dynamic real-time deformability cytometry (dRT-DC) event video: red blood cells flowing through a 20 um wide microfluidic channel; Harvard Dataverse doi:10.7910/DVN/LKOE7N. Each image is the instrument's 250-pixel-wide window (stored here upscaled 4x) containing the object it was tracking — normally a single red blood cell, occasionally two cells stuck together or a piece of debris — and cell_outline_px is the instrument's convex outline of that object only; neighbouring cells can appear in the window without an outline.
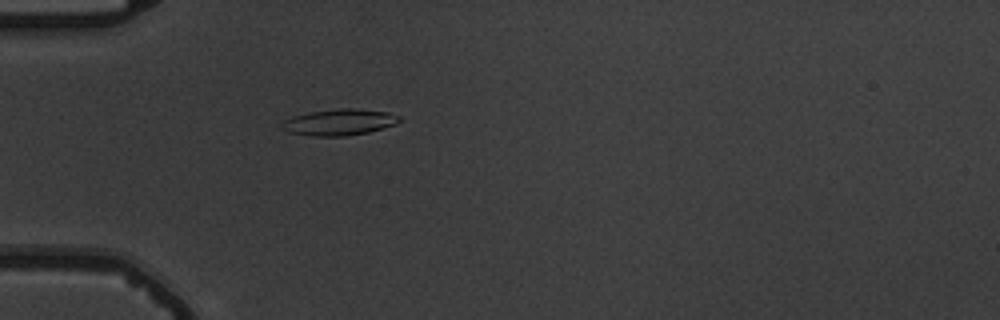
{"species": "common noctule bat (a hibernating species)", "species_latin": "Nyctalus noctula", "temperature_condition": "warm", "stored_images_in_passage": 2, "camera_frame_rate_fps": 3000, "um_per_image_px": 0.085, "animal": {"sex": "male", "body_mass_g": 19.5, "forearm_length_mm": 54.6}, "frame": {"image": 1, "passage_image": 2, "time_ms": 1.333, "image_size_px": [1000, 320], "cell_outline_px": [[404, 120], [396, 124], [368, 132], [344, 136], [312, 136], [288, 132], [280, 128], [280, 124], [284, 120], [292, 116], [308, 112], [336, 108], [352, 108], [388, 112], [400, 116]], "centroid_in_image_um": [28.82, 10.38], "position_along_channel_um": 56.2, "area_um2": 18.21}}